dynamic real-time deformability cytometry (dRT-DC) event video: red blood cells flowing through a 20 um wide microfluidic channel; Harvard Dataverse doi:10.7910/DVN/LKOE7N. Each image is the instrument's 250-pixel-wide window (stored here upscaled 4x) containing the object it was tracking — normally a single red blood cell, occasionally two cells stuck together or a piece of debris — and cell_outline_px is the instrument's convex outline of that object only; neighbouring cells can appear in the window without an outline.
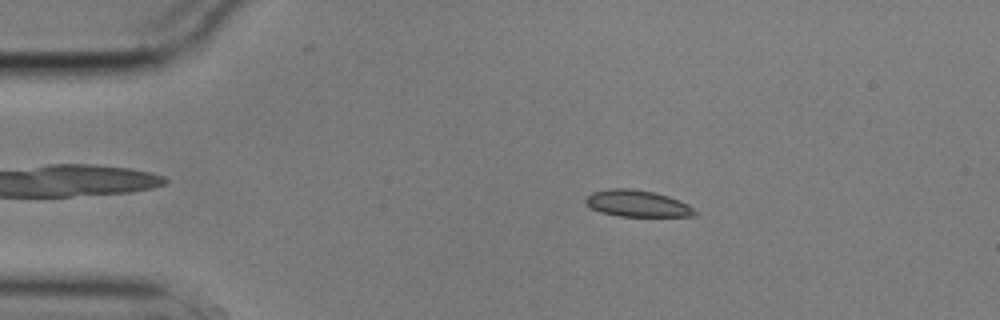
{"species": "common noctule bat (a hibernating species)", "species_latin": "Nyctalus noctula", "temperature_condition": "cold", "stored_images_in_passage": 17, "camera_frame_rate_fps": 3000, "um_per_image_px": 0.085, "animal": {"sex": "male", "body_mass_g": 17.9}, "frame": {"image": 1, "passage_image": 9, "time_ms": 2.667, "image_size_px": [1000, 320], "cell_outline_px": [[696, 212], [692, 216], [620, 216], [600, 212], [588, 208], [584, 204], [584, 200], [592, 192], [608, 188], [632, 188], [652, 192], [668, 196], [680, 200], [688, 204]], "centroid_in_image_um": [54.09, 17.29], "position_along_channel_um": 30.9, "area_um2": 16.99}}